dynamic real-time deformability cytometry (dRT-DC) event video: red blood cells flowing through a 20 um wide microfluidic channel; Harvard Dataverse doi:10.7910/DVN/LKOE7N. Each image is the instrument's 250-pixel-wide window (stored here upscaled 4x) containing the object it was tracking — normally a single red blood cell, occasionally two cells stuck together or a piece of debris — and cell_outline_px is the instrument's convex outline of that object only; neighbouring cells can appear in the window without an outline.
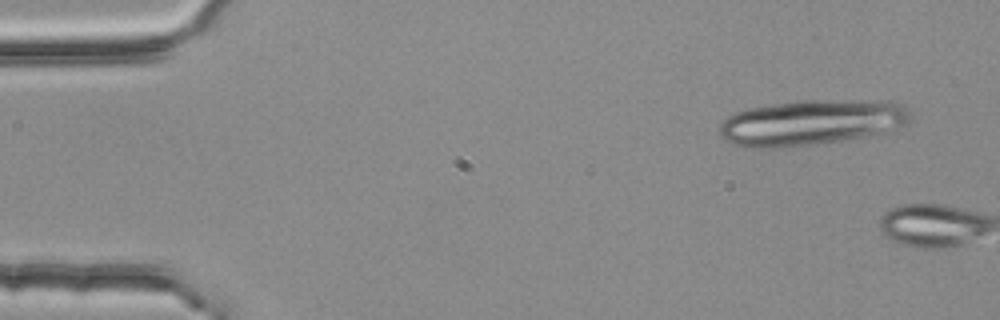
{"species": "common noctule bat (a hibernating species)", "species_latin": "Nyctalus noctula", "temperature_condition": "room temperature", "stored_images_in_passage": 5, "segment_of_instrument_passage": [2, 2], "camera_frame_rate_fps": 3000, "um_per_image_px": 0.085, "animal": {"sex": "female", "body_mass_g": 25.1}, "frame": {"image": 1, "passage_image": 5, "time_ms": 1.333, "image_size_px": [1000, 320], "cell_outline_px": [[912, 120], [908, 124], [884, 132], [840, 140], [816, 144], [776, 148], [752, 148], [736, 144], [724, 140], [720, 136], [720, 124], [728, 116], [736, 112], [748, 108], [772, 104], [800, 100], [888, 100], [904, 104], [912, 116]], "centroid_in_image_um": [69.01, 10.39], "position_along_channel_um": 16.0, "area_um2": 50.81}}